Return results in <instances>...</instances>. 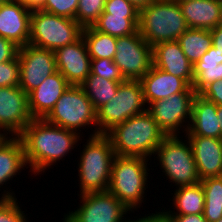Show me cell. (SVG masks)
I'll list each match as a JSON object with an SVG mask.
<instances>
[{
  "instance_id": "7dc6e473",
  "label": "cell",
  "mask_w": 222,
  "mask_h": 222,
  "mask_svg": "<svg viewBox=\"0 0 222 222\" xmlns=\"http://www.w3.org/2000/svg\"><path fill=\"white\" fill-rule=\"evenodd\" d=\"M12 1H20V2L24 3L27 6V0H12Z\"/></svg>"
},
{
  "instance_id": "52a82bcc",
  "label": "cell",
  "mask_w": 222,
  "mask_h": 222,
  "mask_svg": "<svg viewBox=\"0 0 222 222\" xmlns=\"http://www.w3.org/2000/svg\"><path fill=\"white\" fill-rule=\"evenodd\" d=\"M44 119L82 137L86 136L82 130L86 132L90 128L93 132L89 136L98 134L96 110L80 85H70Z\"/></svg>"
},
{
  "instance_id": "603a6c76",
  "label": "cell",
  "mask_w": 222,
  "mask_h": 222,
  "mask_svg": "<svg viewBox=\"0 0 222 222\" xmlns=\"http://www.w3.org/2000/svg\"><path fill=\"white\" fill-rule=\"evenodd\" d=\"M178 4L188 28L211 30L221 25L220 0H192Z\"/></svg>"
},
{
  "instance_id": "5b68a950",
  "label": "cell",
  "mask_w": 222,
  "mask_h": 222,
  "mask_svg": "<svg viewBox=\"0 0 222 222\" xmlns=\"http://www.w3.org/2000/svg\"><path fill=\"white\" fill-rule=\"evenodd\" d=\"M187 29L180 5L174 0H154L139 11L138 31L151 46L176 41Z\"/></svg>"
},
{
  "instance_id": "bcb514c9",
  "label": "cell",
  "mask_w": 222,
  "mask_h": 222,
  "mask_svg": "<svg viewBox=\"0 0 222 222\" xmlns=\"http://www.w3.org/2000/svg\"><path fill=\"white\" fill-rule=\"evenodd\" d=\"M0 205L7 199L3 194H0Z\"/></svg>"
},
{
  "instance_id": "f546056e",
  "label": "cell",
  "mask_w": 222,
  "mask_h": 222,
  "mask_svg": "<svg viewBox=\"0 0 222 222\" xmlns=\"http://www.w3.org/2000/svg\"><path fill=\"white\" fill-rule=\"evenodd\" d=\"M106 0H79L76 21L82 28L91 27L103 13Z\"/></svg>"
},
{
  "instance_id": "2e32d148",
  "label": "cell",
  "mask_w": 222,
  "mask_h": 222,
  "mask_svg": "<svg viewBox=\"0 0 222 222\" xmlns=\"http://www.w3.org/2000/svg\"><path fill=\"white\" fill-rule=\"evenodd\" d=\"M32 10L20 1L0 4V36L18 47L29 44Z\"/></svg>"
},
{
  "instance_id": "4316f807",
  "label": "cell",
  "mask_w": 222,
  "mask_h": 222,
  "mask_svg": "<svg viewBox=\"0 0 222 222\" xmlns=\"http://www.w3.org/2000/svg\"><path fill=\"white\" fill-rule=\"evenodd\" d=\"M120 83L122 82L110 81L98 75H89L80 86L97 111L116 95Z\"/></svg>"
},
{
  "instance_id": "d6a6232c",
  "label": "cell",
  "mask_w": 222,
  "mask_h": 222,
  "mask_svg": "<svg viewBox=\"0 0 222 222\" xmlns=\"http://www.w3.org/2000/svg\"><path fill=\"white\" fill-rule=\"evenodd\" d=\"M79 0H46L40 8L43 11L76 20Z\"/></svg>"
},
{
  "instance_id": "7c38bea8",
  "label": "cell",
  "mask_w": 222,
  "mask_h": 222,
  "mask_svg": "<svg viewBox=\"0 0 222 222\" xmlns=\"http://www.w3.org/2000/svg\"><path fill=\"white\" fill-rule=\"evenodd\" d=\"M114 63L125 80H141L153 65L152 46L136 33L117 37Z\"/></svg>"
},
{
  "instance_id": "ba28073f",
  "label": "cell",
  "mask_w": 222,
  "mask_h": 222,
  "mask_svg": "<svg viewBox=\"0 0 222 222\" xmlns=\"http://www.w3.org/2000/svg\"><path fill=\"white\" fill-rule=\"evenodd\" d=\"M83 28L75 19L33 9L30 17L29 44L55 51L77 41Z\"/></svg>"
},
{
  "instance_id": "f35d334b",
  "label": "cell",
  "mask_w": 222,
  "mask_h": 222,
  "mask_svg": "<svg viewBox=\"0 0 222 222\" xmlns=\"http://www.w3.org/2000/svg\"><path fill=\"white\" fill-rule=\"evenodd\" d=\"M18 51L19 47L15 43L0 36V63L16 58Z\"/></svg>"
},
{
  "instance_id": "d4e9b609",
  "label": "cell",
  "mask_w": 222,
  "mask_h": 222,
  "mask_svg": "<svg viewBox=\"0 0 222 222\" xmlns=\"http://www.w3.org/2000/svg\"><path fill=\"white\" fill-rule=\"evenodd\" d=\"M177 41L192 65L212 46L211 32L206 29L188 28Z\"/></svg>"
},
{
  "instance_id": "f1b7e54d",
  "label": "cell",
  "mask_w": 222,
  "mask_h": 222,
  "mask_svg": "<svg viewBox=\"0 0 222 222\" xmlns=\"http://www.w3.org/2000/svg\"><path fill=\"white\" fill-rule=\"evenodd\" d=\"M138 24L139 18H124V16L102 13L92 27L99 32L122 37L136 33Z\"/></svg>"
},
{
  "instance_id": "9a60e30c",
  "label": "cell",
  "mask_w": 222,
  "mask_h": 222,
  "mask_svg": "<svg viewBox=\"0 0 222 222\" xmlns=\"http://www.w3.org/2000/svg\"><path fill=\"white\" fill-rule=\"evenodd\" d=\"M56 68L70 85H81L91 73V58L81 36L54 51Z\"/></svg>"
},
{
  "instance_id": "7a4b0ae2",
  "label": "cell",
  "mask_w": 222,
  "mask_h": 222,
  "mask_svg": "<svg viewBox=\"0 0 222 222\" xmlns=\"http://www.w3.org/2000/svg\"><path fill=\"white\" fill-rule=\"evenodd\" d=\"M106 135L111 140L115 155L149 160L167 137L147 110L128 118Z\"/></svg>"
},
{
  "instance_id": "74e56055",
  "label": "cell",
  "mask_w": 222,
  "mask_h": 222,
  "mask_svg": "<svg viewBox=\"0 0 222 222\" xmlns=\"http://www.w3.org/2000/svg\"><path fill=\"white\" fill-rule=\"evenodd\" d=\"M199 95L216 105H222V80L208 84Z\"/></svg>"
},
{
  "instance_id": "9c48e42d",
  "label": "cell",
  "mask_w": 222,
  "mask_h": 222,
  "mask_svg": "<svg viewBox=\"0 0 222 222\" xmlns=\"http://www.w3.org/2000/svg\"><path fill=\"white\" fill-rule=\"evenodd\" d=\"M147 110L140 80L120 83L116 95L97 111L98 134H107L128 118Z\"/></svg>"
},
{
  "instance_id": "7bdbcfd3",
  "label": "cell",
  "mask_w": 222,
  "mask_h": 222,
  "mask_svg": "<svg viewBox=\"0 0 222 222\" xmlns=\"http://www.w3.org/2000/svg\"><path fill=\"white\" fill-rule=\"evenodd\" d=\"M130 2L138 11L146 8L154 0H126Z\"/></svg>"
},
{
  "instance_id": "1f68e13d",
  "label": "cell",
  "mask_w": 222,
  "mask_h": 222,
  "mask_svg": "<svg viewBox=\"0 0 222 222\" xmlns=\"http://www.w3.org/2000/svg\"><path fill=\"white\" fill-rule=\"evenodd\" d=\"M18 198L6 199L0 205V222H32L29 221L30 218L20 205L21 202L17 200ZM28 216V217H26Z\"/></svg>"
},
{
  "instance_id": "c3c4849f",
  "label": "cell",
  "mask_w": 222,
  "mask_h": 222,
  "mask_svg": "<svg viewBox=\"0 0 222 222\" xmlns=\"http://www.w3.org/2000/svg\"><path fill=\"white\" fill-rule=\"evenodd\" d=\"M175 2H185V1H192V0H174Z\"/></svg>"
},
{
  "instance_id": "cb8c5ba5",
  "label": "cell",
  "mask_w": 222,
  "mask_h": 222,
  "mask_svg": "<svg viewBox=\"0 0 222 222\" xmlns=\"http://www.w3.org/2000/svg\"><path fill=\"white\" fill-rule=\"evenodd\" d=\"M171 193L172 198H168L169 202L172 200V210L165 206L161 208L164 215H187V214H203L204 211V191L200 182L180 186ZM176 210V211H175Z\"/></svg>"
},
{
  "instance_id": "f907efd6",
  "label": "cell",
  "mask_w": 222,
  "mask_h": 222,
  "mask_svg": "<svg viewBox=\"0 0 222 222\" xmlns=\"http://www.w3.org/2000/svg\"><path fill=\"white\" fill-rule=\"evenodd\" d=\"M7 1H9V0H0V4L5 3Z\"/></svg>"
},
{
  "instance_id": "ee69618b",
  "label": "cell",
  "mask_w": 222,
  "mask_h": 222,
  "mask_svg": "<svg viewBox=\"0 0 222 222\" xmlns=\"http://www.w3.org/2000/svg\"><path fill=\"white\" fill-rule=\"evenodd\" d=\"M46 0H27V7L31 10L40 9Z\"/></svg>"
},
{
  "instance_id": "681fc988",
  "label": "cell",
  "mask_w": 222,
  "mask_h": 222,
  "mask_svg": "<svg viewBox=\"0 0 222 222\" xmlns=\"http://www.w3.org/2000/svg\"><path fill=\"white\" fill-rule=\"evenodd\" d=\"M220 6H221V15H222V0H220ZM222 24V21H221Z\"/></svg>"
},
{
  "instance_id": "8992f818",
  "label": "cell",
  "mask_w": 222,
  "mask_h": 222,
  "mask_svg": "<svg viewBox=\"0 0 222 222\" xmlns=\"http://www.w3.org/2000/svg\"><path fill=\"white\" fill-rule=\"evenodd\" d=\"M153 158L159 162L155 166L160 165L162 177L169 179L170 188L171 185L177 188L200 182L191 144L184 135L167 136L157 147Z\"/></svg>"
},
{
  "instance_id": "e0dca14e",
  "label": "cell",
  "mask_w": 222,
  "mask_h": 222,
  "mask_svg": "<svg viewBox=\"0 0 222 222\" xmlns=\"http://www.w3.org/2000/svg\"><path fill=\"white\" fill-rule=\"evenodd\" d=\"M28 165L22 141L19 137H0V191L7 199L16 198V193L9 189L11 181L19 176ZM11 180V181H10ZM5 185V186H3ZM7 185V186H6ZM7 187V188H6ZM5 189V190H4ZM9 189V190H8Z\"/></svg>"
},
{
  "instance_id": "83f0119b",
  "label": "cell",
  "mask_w": 222,
  "mask_h": 222,
  "mask_svg": "<svg viewBox=\"0 0 222 222\" xmlns=\"http://www.w3.org/2000/svg\"><path fill=\"white\" fill-rule=\"evenodd\" d=\"M204 191L203 216L207 222H216L222 218V176L200 180Z\"/></svg>"
},
{
  "instance_id": "836d02e7",
  "label": "cell",
  "mask_w": 222,
  "mask_h": 222,
  "mask_svg": "<svg viewBox=\"0 0 222 222\" xmlns=\"http://www.w3.org/2000/svg\"><path fill=\"white\" fill-rule=\"evenodd\" d=\"M20 66L18 56L0 63V87L19 86Z\"/></svg>"
},
{
  "instance_id": "30bf717a",
  "label": "cell",
  "mask_w": 222,
  "mask_h": 222,
  "mask_svg": "<svg viewBox=\"0 0 222 222\" xmlns=\"http://www.w3.org/2000/svg\"><path fill=\"white\" fill-rule=\"evenodd\" d=\"M78 198L81 204L64 213L62 222H125L128 214L134 213L109 191L83 194Z\"/></svg>"
},
{
  "instance_id": "277c9868",
  "label": "cell",
  "mask_w": 222,
  "mask_h": 222,
  "mask_svg": "<svg viewBox=\"0 0 222 222\" xmlns=\"http://www.w3.org/2000/svg\"><path fill=\"white\" fill-rule=\"evenodd\" d=\"M151 161L143 157L117 155L113 160L108 191L132 212L141 207L145 210L142 203L147 201L146 193L149 192L147 188L150 185L147 182L150 183V169H153L154 172V168H151Z\"/></svg>"
},
{
  "instance_id": "5bb4252c",
  "label": "cell",
  "mask_w": 222,
  "mask_h": 222,
  "mask_svg": "<svg viewBox=\"0 0 222 222\" xmlns=\"http://www.w3.org/2000/svg\"><path fill=\"white\" fill-rule=\"evenodd\" d=\"M19 87L29 94L47 77L57 71L54 51L35 47L31 44L19 47Z\"/></svg>"
},
{
  "instance_id": "4dcf8cb0",
  "label": "cell",
  "mask_w": 222,
  "mask_h": 222,
  "mask_svg": "<svg viewBox=\"0 0 222 222\" xmlns=\"http://www.w3.org/2000/svg\"><path fill=\"white\" fill-rule=\"evenodd\" d=\"M90 75H98L101 78L124 82L125 79L122 76L119 67L111 59H91V73Z\"/></svg>"
},
{
  "instance_id": "4fadbf2b",
  "label": "cell",
  "mask_w": 222,
  "mask_h": 222,
  "mask_svg": "<svg viewBox=\"0 0 222 222\" xmlns=\"http://www.w3.org/2000/svg\"><path fill=\"white\" fill-rule=\"evenodd\" d=\"M32 120L28 94L19 86L0 87V136L18 137Z\"/></svg>"
},
{
  "instance_id": "e575fe53",
  "label": "cell",
  "mask_w": 222,
  "mask_h": 222,
  "mask_svg": "<svg viewBox=\"0 0 222 222\" xmlns=\"http://www.w3.org/2000/svg\"><path fill=\"white\" fill-rule=\"evenodd\" d=\"M103 13L124 16V18H139V11L126 0H106Z\"/></svg>"
},
{
  "instance_id": "8fae6325",
  "label": "cell",
  "mask_w": 222,
  "mask_h": 222,
  "mask_svg": "<svg viewBox=\"0 0 222 222\" xmlns=\"http://www.w3.org/2000/svg\"><path fill=\"white\" fill-rule=\"evenodd\" d=\"M196 94L190 86L183 93H176L169 98L150 103L147 111L167 136L181 135L188 131L192 102Z\"/></svg>"
},
{
  "instance_id": "7402d4cb",
  "label": "cell",
  "mask_w": 222,
  "mask_h": 222,
  "mask_svg": "<svg viewBox=\"0 0 222 222\" xmlns=\"http://www.w3.org/2000/svg\"><path fill=\"white\" fill-rule=\"evenodd\" d=\"M182 135H197L221 139L217 105L197 93L192 102L191 122L188 131Z\"/></svg>"
},
{
  "instance_id": "60d3db41",
  "label": "cell",
  "mask_w": 222,
  "mask_h": 222,
  "mask_svg": "<svg viewBox=\"0 0 222 222\" xmlns=\"http://www.w3.org/2000/svg\"><path fill=\"white\" fill-rule=\"evenodd\" d=\"M167 222H207L203 214L165 215Z\"/></svg>"
},
{
  "instance_id": "8d00e7d4",
  "label": "cell",
  "mask_w": 222,
  "mask_h": 222,
  "mask_svg": "<svg viewBox=\"0 0 222 222\" xmlns=\"http://www.w3.org/2000/svg\"><path fill=\"white\" fill-rule=\"evenodd\" d=\"M222 63V55L213 46L193 65L194 79L204 70V67L218 66Z\"/></svg>"
},
{
  "instance_id": "d6986e66",
  "label": "cell",
  "mask_w": 222,
  "mask_h": 222,
  "mask_svg": "<svg viewBox=\"0 0 222 222\" xmlns=\"http://www.w3.org/2000/svg\"><path fill=\"white\" fill-rule=\"evenodd\" d=\"M152 59L153 66L184 79L192 87L194 83L193 65L183 53L177 40L152 46Z\"/></svg>"
},
{
  "instance_id": "3957f363",
  "label": "cell",
  "mask_w": 222,
  "mask_h": 222,
  "mask_svg": "<svg viewBox=\"0 0 222 222\" xmlns=\"http://www.w3.org/2000/svg\"><path fill=\"white\" fill-rule=\"evenodd\" d=\"M84 149L77 156L78 187L76 195L108 191L115 152L106 134L87 136ZM79 157V158H78Z\"/></svg>"
},
{
  "instance_id": "d590c367",
  "label": "cell",
  "mask_w": 222,
  "mask_h": 222,
  "mask_svg": "<svg viewBox=\"0 0 222 222\" xmlns=\"http://www.w3.org/2000/svg\"><path fill=\"white\" fill-rule=\"evenodd\" d=\"M222 80V63L218 66L204 67V70L194 79L192 88L200 93L208 84Z\"/></svg>"
},
{
  "instance_id": "484cf974",
  "label": "cell",
  "mask_w": 222,
  "mask_h": 222,
  "mask_svg": "<svg viewBox=\"0 0 222 222\" xmlns=\"http://www.w3.org/2000/svg\"><path fill=\"white\" fill-rule=\"evenodd\" d=\"M82 37L91 59H114L117 37L99 32L92 26L83 28Z\"/></svg>"
},
{
  "instance_id": "f6af8a7d",
  "label": "cell",
  "mask_w": 222,
  "mask_h": 222,
  "mask_svg": "<svg viewBox=\"0 0 222 222\" xmlns=\"http://www.w3.org/2000/svg\"><path fill=\"white\" fill-rule=\"evenodd\" d=\"M217 117L220 121V131H221V139H222V105H217Z\"/></svg>"
},
{
  "instance_id": "6da1fadb",
  "label": "cell",
  "mask_w": 222,
  "mask_h": 222,
  "mask_svg": "<svg viewBox=\"0 0 222 222\" xmlns=\"http://www.w3.org/2000/svg\"><path fill=\"white\" fill-rule=\"evenodd\" d=\"M22 141L25 159L35 177L44 175L46 170L65 161L71 151L83 141L78 133L47 122L45 119H33L18 136ZM70 154V155H68ZM52 166V167H51Z\"/></svg>"
},
{
  "instance_id": "b9f144b4",
  "label": "cell",
  "mask_w": 222,
  "mask_h": 222,
  "mask_svg": "<svg viewBox=\"0 0 222 222\" xmlns=\"http://www.w3.org/2000/svg\"><path fill=\"white\" fill-rule=\"evenodd\" d=\"M212 46L222 55V24L210 30Z\"/></svg>"
},
{
  "instance_id": "ac0fdd59",
  "label": "cell",
  "mask_w": 222,
  "mask_h": 222,
  "mask_svg": "<svg viewBox=\"0 0 222 222\" xmlns=\"http://www.w3.org/2000/svg\"><path fill=\"white\" fill-rule=\"evenodd\" d=\"M191 144L200 180L222 176V139L185 135Z\"/></svg>"
},
{
  "instance_id": "ab89813d",
  "label": "cell",
  "mask_w": 222,
  "mask_h": 222,
  "mask_svg": "<svg viewBox=\"0 0 222 222\" xmlns=\"http://www.w3.org/2000/svg\"><path fill=\"white\" fill-rule=\"evenodd\" d=\"M135 216V219H130V216L126 218L125 222H167L164 213L162 212V210L160 209L159 211L152 212V213H148L147 215L145 214L144 216V212L143 215L138 217ZM137 218V219H136Z\"/></svg>"
},
{
  "instance_id": "ffe728a7",
  "label": "cell",
  "mask_w": 222,
  "mask_h": 222,
  "mask_svg": "<svg viewBox=\"0 0 222 222\" xmlns=\"http://www.w3.org/2000/svg\"><path fill=\"white\" fill-rule=\"evenodd\" d=\"M69 86L66 78L57 70L32 90L28 100L33 119H44Z\"/></svg>"
},
{
  "instance_id": "44dd1931",
  "label": "cell",
  "mask_w": 222,
  "mask_h": 222,
  "mask_svg": "<svg viewBox=\"0 0 222 222\" xmlns=\"http://www.w3.org/2000/svg\"><path fill=\"white\" fill-rule=\"evenodd\" d=\"M140 82L147 106L154 101L169 98L173 94L183 93L190 87L184 79L168 74L153 65Z\"/></svg>"
}]
</instances>
